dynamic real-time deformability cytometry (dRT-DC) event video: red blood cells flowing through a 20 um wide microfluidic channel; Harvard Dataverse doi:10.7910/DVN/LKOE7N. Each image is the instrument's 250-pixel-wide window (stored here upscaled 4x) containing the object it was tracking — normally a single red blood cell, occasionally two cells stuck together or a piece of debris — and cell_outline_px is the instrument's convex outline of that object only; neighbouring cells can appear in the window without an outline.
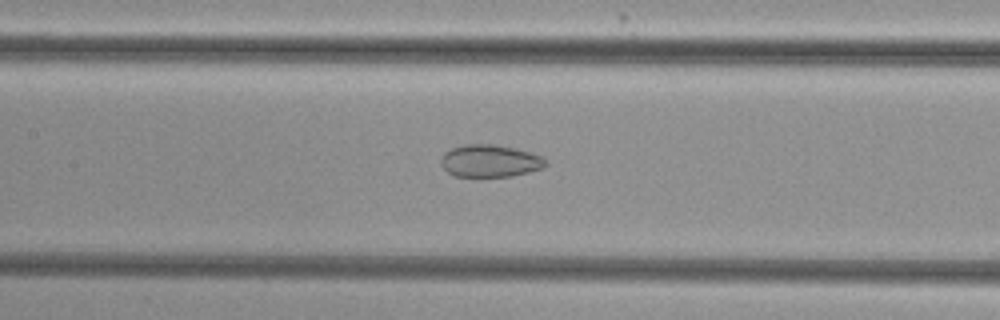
{"species": "common noctule bat (a hibernating species)", "species_latin": "Nyctalus noctula", "temperature_condition": "cold", "stored_images_in_passage": 54, "camera_frame_rate_fps": 3000, "um_per_image_px": 0.085, "animal": {"sex": "female", "body_mass_g": 29.2, "forearm_length_mm": 56.3}, "frame": {"image": 1, "passage_image": 26, "time_ms": 8.333, "image_size_px": [1000, 320], "cell_outline_px": [[548, 164], [544, 168], [512, 176], [480, 180], [456, 176], [448, 172], [440, 164], [440, 160], [444, 152], [452, 148], [464, 144], [492, 144], [516, 148], [540, 156]], "centroid_in_image_um": [41.6, 13.73], "position_along_channel_um": 165.8, "area_um2": 20.46}}
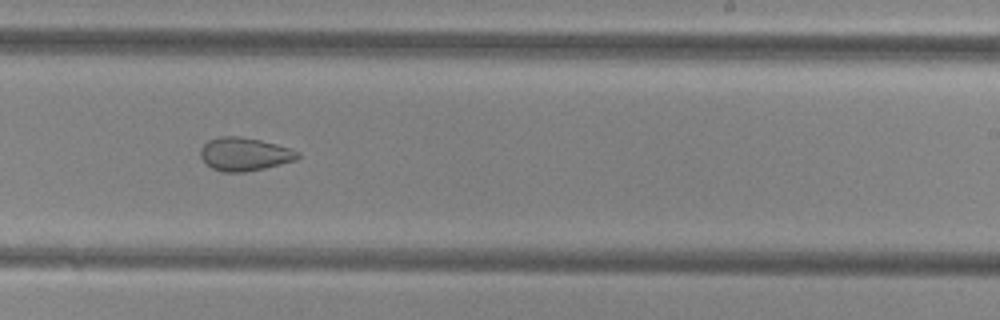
{"frame": {"image": 2, "passage_image": 34, "time_ms": 11.0, "image_size_px": [1000, 320], "cell_outline_px": [[300, 156], [296, 160], [264, 168], [244, 172], [220, 172], [212, 168], [200, 156], [200, 148], [208, 140], [220, 136], [240, 136], [260, 140], [292, 148], [300, 152]], "centroid_in_image_um": [20.79, 13.09], "position_along_channel_um": 268.2, "area_um2": 18.9}}
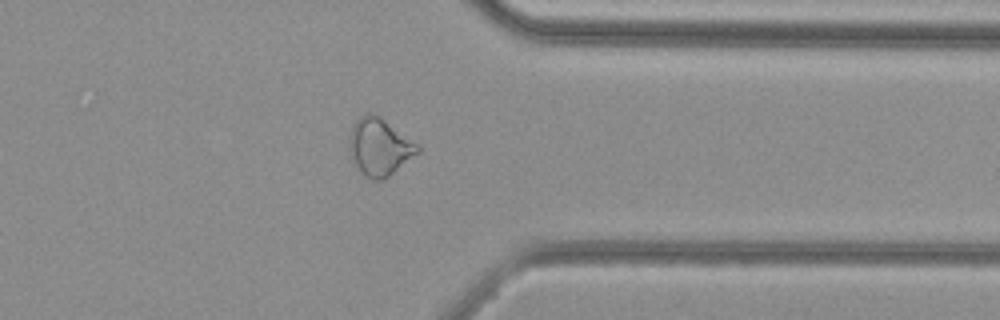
{"frame": {"image": 3, "passage_image": 43, "time_ms": 14.0, "image_size_px": [1000, 320], "cell_outline_px": [[420, 152], [388, 176], [380, 180], [372, 180], [356, 164], [348, 152], [348, 136], [356, 120], [364, 112], [372, 112], [380, 116], [420, 144]], "centroid_in_image_um": [32.27, 12.43], "position_along_channel_um": 379.1, "area_um2": 22.89}, "authors_computed_cell_mechanics": {"area_um2": 24.7673, "velocity_mm_per_s": 3.8472, "shape_relaxation_time_tau1_ms": null, "shape_relaxation_time_tau2_ms": 2.4073, "deformation_change_tau1": null, "deformation_change_tau2": 0.0823}}